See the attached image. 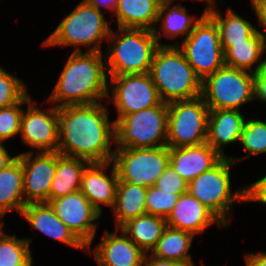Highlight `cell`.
I'll list each match as a JSON object with an SVG mask.
<instances>
[{"mask_svg":"<svg viewBox=\"0 0 266 266\" xmlns=\"http://www.w3.org/2000/svg\"><path fill=\"white\" fill-rule=\"evenodd\" d=\"M68 105L58 108V152L90 163L113 159L114 121L107 104Z\"/></svg>","mask_w":266,"mask_h":266,"instance_id":"6da1fadb","label":"cell"},{"mask_svg":"<svg viewBox=\"0 0 266 266\" xmlns=\"http://www.w3.org/2000/svg\"><path fill=\"white\" fill-rule=\"evenodd\" d=\"M108 74L105 56L98 51H72L47 98L57 108L107 101Z\"/></svg>","mask_w":266,"mask_h":266,"instance_id":"7a4b0ae2","label":"cell"},{"mask_svg":"<svg viewBox=\"0 0 266 266\" xmlns=\"http://www.w3.org/2000/svg\"><path fill=\"white\" fill-rule=\"evenodd\" d=\"M105 13L82 0L42 42L43 47L74 46L75 52H81L84 45L87 51L103 52L102 42L108 40L113 21L106 20Z\"/></svg>","mask_w":266,"mask_h":266,"instance_id":"3957f363","label":"cell"},{"mask_svg":"<svg viewBox=\"0 0 266 266\" xmlns=\"http://www.w3.org/2000/svg\"><path fill=\"white\" fill-rule=\"evenodd\" d=\"M116 30L111 29L104 52L108 76L149 73L159 47L154 31L119 27Z\"/></svg>","mask_w":266,"mask_h":266,"instance_id":"277c9868","label":"cell"},{"mask_svg":"<svg viewBox=\"0 0 266 266\" xmlns=\"http://www.w3.org/2000/svg\"><path fill=\"white\" fill-rule=\"evenodd\" d=\"M149 73L164 103L201 96L202 80L195 74L178 46H159L154 53Z\"/></svg>","mask_w":266,"mask_h":266,"instance_id":"5b68a950","label":"cell"},{"mask_svg":"<svg viewBox=\"0 0 266 266\" xmlns=\"http://www.w3.org/2000/svg\"><path fill=\"white\" fill-rule=\"evenodd\" d=\"M236 164L223 157L215 166L188 183V192L207 207L227 228L234 203H244V187L232 192L231 168Z\"/></svg>","mask_w":266,"mask_h":266,"instance_id":"8992f818","label":"cell"},{"mask_svg":"<svg viewBox=\"0 0 266 266\" xmlns=\"http://www.w3.org/2000/svg\"><path fill=\"white\" fill-rule=\"evenodd\" d=\"M114 150L167 146L168 103L114 119Z\"/></svg>","mask_w":266,"mask_h":266,"instance_id":"52a82bcc","label":"cell"},{"mask_svg":"<svg viewBox=\"0 0 266 266\" xmlns=\"http://www.w3.org/2000/svg\"><path fill=\"white\" fill-rule=\"evenodd\" d=\"M201 97L209 109L240 110L255 101L254 73L224 65L202 80Z\"/></svg>","mask_w":266,"mask_h":266,"instance_id":"ba28073f","label":"cell"},{"mask_svg":"<svg viewBox=\"0 0 266 266\" xmlns=\"http://www.w3.org/2000/svg\"><path fill=\"white\" fill-rule=\"evenodd\" d=\"M167 46H178L201 80L225 65L218 27L207 14L187 38L167 43Z\"/></svg>","mask_w":266,"mask_h":266,"instance_id":"9c48e42d","label":"cell"},{"mask_svg":"<svg viewBox=\"0 0 266 266\" xmlns=\"http://www.w3.org/2000/svg\"><path fill=\"white\" fill-rule=\"evenodd\" d=\"M208 115L209 108L201 96L168 103L167 147L206 143Z\"/></svg>","mask_w":266,"mask_h":266,"instance_id":"30bf717a","label":"cell"},{"mask_svg":"<svg viewBox=\"0 0 266 266\" xmlns=\"http://www.w3.org/2000/svg\"><path fill=\"white\" fill-rule=\"evenodd\" d=\"M112 162L120 181L148 188L169 165V147L117 149Z\"/></svg>","mask_w":266,"mask_h":266,"instance_id":"8fae6325","label":"cell"},{"mask_svg":"<svg viewBox=\"0 0 266 266\" xmlns=\"http://www.w3.org/2000/svg\"><path fill=\"white\" fill-rule=\"evenodd\" d=\"M108 77V90L112 93H108L106 102L116 107V119L162 102L150 73Z\"/></svg>","mask_w":266,"mask_h":266,"instance_id":"7c38bea8","label":"cell"},{"mask_svg":"<svg viewBox=\"0 0 266 266\" xmlns=\"http://www.w3.org/2000/svg\"><path fill=\"white\" fill-rule=\"evenodd\" d=\"M31 100L23 110L20 124L22 142L31 147L27 152H56L59 146L58 108L51 104L41 109Z\"/></svg>","mask_w":266,"mask_h":266,"instance_id":"4fadbf2b","label":"cell"},{"mask_svg":"<svg viewBox=\"0 0 266 266\" xmlns=\"http://www.w3.org/2000/svg\"><path fill=\"white\" fill-rule=\"evenodd\" d=\"M49 204L59 219L86 246L91 247L102 216L79 190L53 199ZM96 221V222H95Z\"/></svg>","mask_w":266,"mask_h":266,"instance_id":"5bb4252c","label":"cell"},{"mask_svg":"<svg viewBox=\"0 0 266 266\" xmlns=\"http://www.w3.org/2000/svg\"><path fill=\"white\" fill-rule=\"evenodd\" d=\"M17 157L23 167L24 202L49 203V193L57 167V151L36 154L24 152L19 153Z\"/></svg>","mask_w":266,"mask_h":266,"instance_id":"9a60e30c","label":"cell"},{"mask_svg":"<svg viewBox=\"0 0 266 266\" xmlns=\"http://www.w3.org/2000/svg\"><path fill=\"white\" fill-rule=\"evenodd\" d=\"M109 232L104 230V237L91 250L98 266H143L145 252L142 251L122 230ZM121 231V235L118 234Z\"/></svg>","mask_w":266,"mask_h":266,"instance_id":"2e32d148","label":"cell"},{"mask_svg":"<svg viewBox=\"0 0 266 266\" xmlns=\"http://www.w3.org/2000/svg\"><path fill=\"white\" fill-rule=\"evenodd\" d=\"M112 168L109 173L106 171ZM118 173L112 161L105 163H90L82 174L80 191L102 215V206L113 209L115 204Z\"/></svg>","mask_w":266,"mask_h":266,"instance_id":"e0dca14e","label":"cell"},{"mask_svg":"<svg viewBox=\"0 0 266 266\" xmlns=\"http://www.w3.org/2000/svg\"><path fill=\"white\" fill-rule=\"evenodd\" d=\"M165 220L168 226L190 232L194 236L204 233L214 224L218 228L225 227L207 207L188 191L179 196L173 210Z\"/></svg>","mask_w":266,"mask_h":266,"instance_id":"ac0fdd59","label":"cell"},{"mask_svg":"<svg viewBox=\"0 0 266 266\" xmlns=\"http://www.w3.org/2000/svg\"><path fill=\"white\" fill-rule=\"evenodd\" d=\"M21 217L31 225V230H37L59 243L87 253V247L59 219L49 203H28L24 206Z\"/></svg>","mask_w":266,"mask_h":266,"instance_id":"d6986e66","label":"cell"},{"mask_svg":"<svg viewBox=\"0 0 266 266\" xmlns=\"http://www.w3.org/2000/svg\"><path fill=\"white\" fill-rule=\"evenodd\" d=\"M223 157L209 144L169 148V165L187 183L215 166Z\"/></svg>","mask_w":266,"mask_h":266,"instance_id":"ffe728a7","label":"cell"},{"mask_svg":"<svg viewBox=\"0 0 266 266\" xmlns=\"http://www.w3.org/2000/svg\"><path fill=\"white\" fill-rule=\"evenodd\" d=\"M245 116L240 110L209 109L206 143L222 157H228L223 147L240 142Z\"/></svg>","mask_w":266,"mask_h":266,"instance_id":"44dd1931","label":"cell"},{"mask_svg":"<svg viewBox=\"0 0 266 266\" xmlns=\"http://www.w3.org/2000/svg\"><path fill=\"white\" fill-rule=\"evenodd\" d=\"M206 14V7L203 13L198 17L192 16L187 12V8L181 4L164 3L159 6L158 22H161V26H155L154 35L156 37L159 46H167V44L160 43V37L164 36L166 39L174 40L179 36L187 38L194 26L202 19ZM162 32V33H161Z\"/></svg>","mask_w":266,"mask_h":266,"instance_id":"7402d4cb","label":"cell"},{"mask_svg":"<svg viewBox=\"0 0 266 266\" xmlns=\"http://www.w3.org/2000/svg\"><path fill=\"white\" fill-rule=\"evenodd\" d=\"M264 53L266 40L257 29L245 42L232 43L224 52L225 65L256 73L266 64Z\"/></svg>","mask_w":266,"mask_h":266,"instance_id":"603a6c76","label":"cell"},{"mask_svg":"<svg viewBox=\"0 0 266 266\" xmlns=\"http://www.w3.org/2000/svg\"><path fill=\"white\" fill-rule=\"evenodd\" d=\"M218 3L215 2L206 8V14L215 22L219 30L220 44L223 52H225L232 43L245 42L257 29L249 20L243 18L233 11L232 8H227L223 14L217 10Z\"/></svg>","mask_w":266,"mask_h":266,"instance_id":"cb8c5ba5","label":"cell"},{"mask_svg":"<svg viewBox=\"0 0 266 266\" xmlns=\"http://www.w3.org/2000/svg\"><path fill=\"white\" fill-rule=\"evenodd\" d=\"M160 4L156 0H118L112 16L119 28L154 30Z\"/></svg>","mask_w":266,"mask_h":266,"instance_id":"d4e9b609","label":"cell"},{"mask_svg":"<svg viewBox=\"0 0 266 266\" xmlns=\"http://www.w3.org/2000/svg\"><path fill=\"white\" fill-rule=\"evenodd\" d=\"M146 194L147 187L118 180L115 204L112 209L115 229H119L130 219L146 214Z\"/></svg>","mask_w":266,"mask_h":266,"instance_id":"484cf974","label":"cell"},{"mask_svg":"<svg viewBox=\"0 0 266 266\" xmlns=\"http://www.w3.org/2000/svg\"><path fill=\"white\" fill-rule=\"evenodd\" d=\"M89 164L90 162L85 159L64 156L57 151V167L51 184L49 202L79 191L82 174Z\"/></svg>","mask_w":266,"mask_h":266,"instance_id":"4316f807","label":"cell"},{"mask_svg":"<svg viewBox=\"0 0 266 266\" xmlns=\"http://www.w3.org/2000/svg\"><path fill=\"white\" fill-rule=\"evenodd\" d=\"M26 203L23 197V167L17 157L6 168L0 170V211L22 213Z\"/></svg>","mask_w":266,"mask_h":266,"instance_id":"83f0119b","label":"cell"},{"mask_svg":"<svg viewBox=\"0 0 266 266\" xmlns=\"http://www.w3.org/2000/svg\"><path fill=\"white\" fill-rule=\"evenodd\" d=\"M165 218L145 214L128 220L119 229L122 230L142 251L151 253L156 247L163 230Z\"/></svg>","mask_w":266,"mask_h":266,"instance_id":"f1b7e54d","label":"cell"},{"mask_svg":"<svg viewBox=\"0 0 266 266\" xmlns=\"http://www.w3.org/2000/svg\"><path fill=\"white\" fill-rule=\"evenodd\" d=\"M195 236L187 231L166 226L151 254L176 262L192 261L190 249Z\"/></svg>","mask_w":266,"mask_h":266,"instance_id":"f546056e","label":"cell"},{"mask_svg":"<svg viewBox=\"0 0 266 266\" xmlns=\"http://www.w3.org/2000/svg\"><path fill=\"white\" fill-rule=\"evenodd\" d=\"M32 238H18L7 232L0 238V266H34Z\"/></svg>","mask_w":266,"mask_h":266,"instance_id":"4dcf8cb0","label":"cell"},{"mask_svg":"<svg viewBox=\"0 0 266 266\" xmlns=\"http://www.w3.org/2000/svg\"><path fill=\"white\" fill-rule=\"evenodd\" d=\"M239 143L247 153L240 158L234 156L230 158L235 163L250 156L266 153V121L255 119V117L246 118Z\"/></svg>","mask_w":266,"mask_h":266,"instance_id":"1f68e13d","label":"cell"},{"mask_svg":"<svg viewBox=\"0 0 266 266\" xmlns=\"http://www.w3.org/2000/svg\"><path fill=\"white\" fill-rule=\"evenodd\" d=\"M31 100L28 93L20 102L0 109L1 143L20 135L21 115L24 110L22 106H27Z\"/></svg>","mask_w":266,"mask_h":266,"instance_id":"d6a6232c","label":"cell"},{"mask_svg":"<svg viewBox=\"0 0 266 266\" xmlns=\"http://www.w3.org/2000/svg\"><path fill=\"white\" fill-rule=\"evenodd\" d=\"M27 94L26 83L0 65V109L20 102Z\"/></svg>","mask_w":266,"mask_h":266,"instance_id":"836d02e7","label":"cell"},{"mask_svg":"<svg viewBox=\"0 0 266 266\" xmlns=\"http://www.w3.org/2000/svg\"><path fill=\"white\" fill-rule=\"evenodd\" d=\"M179 199L173 192L162 191L156 186L147 188L145 199L146 214L167 218Z\"/></svg>","mask_w":266,"mask_h":266,"instance_id":"e575fe53","label":"cell"},{"mask_svg":"<svg viewBox=\"0 0 266 266\" xmlns=\"http://www.w3.org/2000/svg\"><path fill=\"white\" fill-rule=\"evenodd\" d=\"M155 186L162 191L173 192L179 196L188 191V183L170 165L159 176Z\"/></svg>","mask_w":266,"mask_h":266,"instance_id":"d590c367","label":"cell"},{"mask_svg":"<svg viewBox=\"0 0 266 266\" xmlns=\"http://www.w3.org/2000/svg\"><path fill=\"white\" fill-rule=\"evenodd\" d=\"M244 187V203L260 202L266 205V174L259 180L245 185Z\"/></svg>","mask_w":266,"mask_h":266,"instance_id":"8d00e7d4","label":"cell"},{"mask_svg":"<svg viewBox=\"0 0 266 266\" xmlns=\"http://www.w3.org/2000/svg\"><path fill=\"white\" fill-rule=\"evenodd\" d=\"M255 100L266 103V64L254 73Z\"/></svg>","mask_w":266,"mask_h":266,"instance_id":"74e56055","label":"cell"},{"mask_svg":"<svg viewBox=\"0 0 266 266\" xmlns=\"http://www.w3.org/2000/svg\"><path fill=\"white\" fill-rule=\"evenodd\" d=\"M251 9L254 11V14L257 18L256 23L259 25V28H263L265 32L260 33L265 37L266 40V0H250Z\"/></svg>","mask_w":266,"mask_h":266,"instance_id":"f35d334b","label":"cell"},{"mask_svg":"<svg viewBox=\"0 0 266 266\" xmlns=\"http://www.w3.org/2000/svg\"><path fill=\"white\" fill-rule=\"evenodd\" d=\"M177 263L173 260L158 258L151 253H146L143 260V266H175Z\"/></svg>","mask_w":266,"mask_h":266,"instance_id":"ab89813d","label":"cell"},{"mask_svg":"<svg viewBox=\"0 0 266 266\" xmlns=\"http://www.w3.org/2000/svg\"><path fill=\"white\" fill-rule=\"evenodd\" d=\"M246 266H266V252L260 251L258 253L245 254Z\"/></svg>","mask_w":266,"mask_h":266,"instance_id":"60d3db41","label":"cell"},{"mask_svg":"<svg viewBox=\"0 0 266 266\" xmlns=\"http://www.w3.org/2000/svg\"><path fill=\"white\" fill-rule=\"evenodd\" d=\"M88 3L92 4L94 7H96L98 10L102 11V8H106V10L112 11V15L114 13V10L118 4V0H86Z\"/></svg>","mask_w":266,"mask_h":266,"instance_id":"b9f144b4","label":"cell"},{"mask_svg":"<svg viewBox=\"0 0 266 266\" xmlns=\"http://www.w3.org/2000/svg\"><path fill=\"white\" fill-rule=\"evenodd\" d=\"M18 155L11 156L7 148L0 142V170L11 164Z\"/></svg>","mask_w":266,"mask_h":266,"instance_id":"7bdbcfd3","label":"cell"},{"mask_svg":"<svg viewBox=\"0 0 266 266\" xmlns=\"http://www.w3.org/2000/svg\"><path fill=\"white\" fill-rule=\"evenodd\" d=\"M175 266H196V264H194L192 260V261H186V262H178ZM201 266H206V265L202 263Z\"/></svg>","mask_w":266,"mask_h":266,"instance_id":"ee69618b","label":"cell"},{"mask_svg":"<svg viewBox=\"0 0 266 266\" xmlns=\"http://www.w3.org/2000/svg\"><path fill=\"white\" fill-rule=\"evenodd\" d=\"M6 233L4 231V219H0V238Z\"/></svg>","mask_w":266,"mask_h":266,"instance_id":"f6af8a7d","label":"cell"},{"mask_svg":"<svg viewBox=\"0 0 266 266\" xmlns=\"http://www.w3.org/2000/svg\"><path fill=\"white\" fill-rule=\"evenodd\" d=\"M191 1H199V2H204L207 5L205 6L206 8L209 7L211 4L217 2L216 0H191Z\"/></svg>","mask_w":266,"mask_h":266,"instance_id":"bcb514c9","label":"cell"},{"mask_svg":"<svg viewBox=\"0 0 266 266\" xmlns=\"http://www.w3.org/2000/svg\"><path fill=\"white\" fill-rule=\"evenodd\" d=\"M160 5L164 4V3H175V1L178 0H156Z\"/></svg>","mask_w":266,"mask_h":266,"instance_id":"7dc6e473","label":"cell"},{"mask_svg":"<svg viewBox=\"0 0 266 266\" xmlns=\"http://www.w3.org/2000/svg\"><path fill=\"white\" fill-rule=\"evenodd\" d=\"M4 216H5V215L0 211V219H3Z\"/></svg>","mask_w":266,"mask_h":266,"instance_id":"c3c4849f","label":"cell"}]
</instances>
